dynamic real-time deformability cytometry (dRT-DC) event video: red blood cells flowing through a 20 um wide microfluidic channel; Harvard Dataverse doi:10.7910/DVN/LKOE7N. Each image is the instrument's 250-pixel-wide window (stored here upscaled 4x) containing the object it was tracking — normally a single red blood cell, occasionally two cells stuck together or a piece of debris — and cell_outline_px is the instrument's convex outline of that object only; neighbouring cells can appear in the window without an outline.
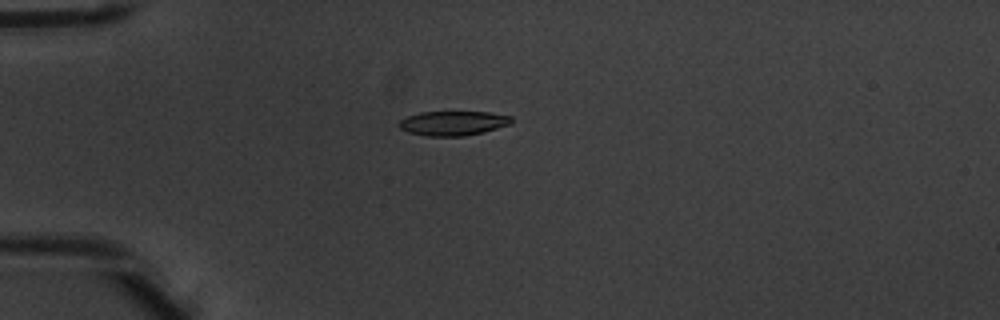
{"species": "common noctule bat (a hibernating species)", "species_latin": "Nyctalus noctula", "temperature_condition": "warm", "stored_images_in_passage": 4, "camera_frame_rate_fps": 3000, "um_per_image_px": 0.085, "animal": {"sex": "male", "body_mass_g": 20.1, "forearm_length_mm": 53.5}, "frame": {"image": 1, "passage_image": 1, "time_ms": 0.0, "image_size_px": [1000, 320], "cell_outline_px": [[512, 124], [484, 132], [464, 136], [428, 136], [408, 132], [400, 128], [396, 124], [400, 120], [408, 116], [420, 112], [488, 112], [512, 116]], "centroid_in_image_um": [38.52, 10.47], "position_along_channel_um": 46.5, "area_um2": 16.13}}